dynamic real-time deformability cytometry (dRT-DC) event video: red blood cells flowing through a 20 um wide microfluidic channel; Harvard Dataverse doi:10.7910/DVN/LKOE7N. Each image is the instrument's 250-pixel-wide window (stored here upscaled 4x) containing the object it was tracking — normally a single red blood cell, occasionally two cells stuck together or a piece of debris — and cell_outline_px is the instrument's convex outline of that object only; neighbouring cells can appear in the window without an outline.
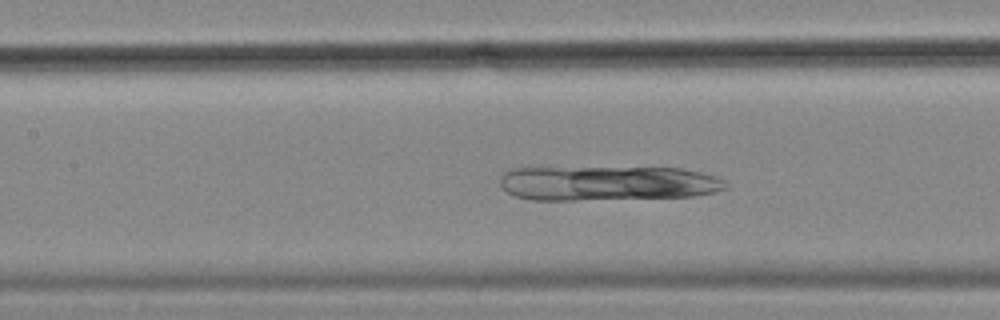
{"species": "common noctule bat (a hibernating species)", "species_latin": "Nyctalus noctula", "temperature_condition": "cold", "stored_images_in_passage": 46, "camera_frame_rate_fps": 3000, "um_per_image_px": 0.085, "animal": {"sex": "female", "body_mass_g": 18.4}, "frame": {"image": 1, "passage_image": 19, "time_ms": 6.0, "image_size_px": [1000, 320], "cell_outline_px": [[728, 188], [712, 192], [692, 196], [576, 200], [528, 200], [516, 196], [508, 192], [500, 184], [500, 176], [504, 172], [512, 168], [680, 168], [700, 172], [716, 176], [724, 180], [728, 184]], "centroid_in_image_um": [51.63, 15.57], "position_along_channel_um": 155.8, "area_um2": 45.55}}
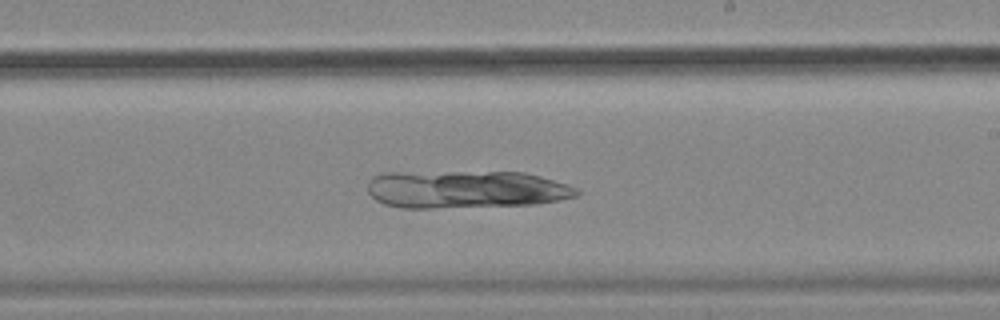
{"frame": {"image": 2, "passage_image": 27, "time_ms": 8.667, "image_size_px": [1000, 320], "cell_outline_px": [[580, 192], [576, 196], [560, 200], [536, 204], [432, 208], [400, 208], [384, 204], [376, 200], [368, 192], [368, 180], [372, 176], [388, 172], [524, 172], [540, 176], [568, 184], [576, 188]], "centroid_in_image_um": [39.58, 16.09], "position_along_channel_um": 249.4, "area_um2": 46.18}}
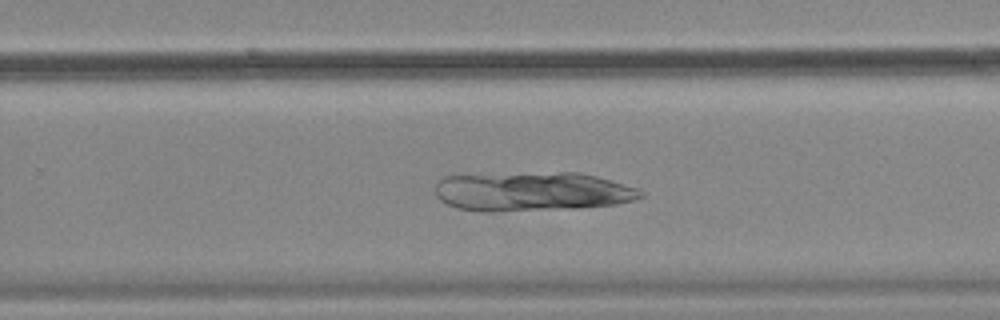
{"frame": {"image": 3, "passage_image": 30, "time_ms": 9.667, "image_size_px": [1000, 320], "cell_outline_px": [[644, 196], [636, 200], [616, 204], [580, 208], [488, 212], [480, 212], [456, 208], [440, 200], [436, 196], [436, 184], [444, 176], [560, 172], [580, 172], [596, 176], [640, 188], [644, 192]], "centroid_in_image_um": [45.28, 16.29], "position_along_channel_um": 284.5, "area_um2": 47.22}}